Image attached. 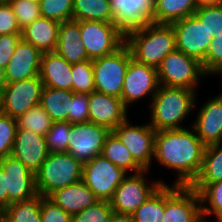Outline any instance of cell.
I'll list each match as a JSON object with an SVG mask.
<instances>
[{
  "mask_svg": "<svg viewBox=\"0 0 222 222\" xmlns=\"http://www.w3.org/2000/svg\"><path fill=\"white\" fill-rule=\"evenodd\" d=\"M205 145L190 129L156 131L154 160L176 170V186H190L200 172Z\"/></svg>",
  "mask_w": 222,
  "mask_h": 222,
  "instance_id": "1",
  "label": "cell"
},
{
  "mask_svg": "<svg viewBox=\"0 0 222 222\" xmlns=\"http://www.w3.org/2000/svg\"><path fill=\"white\" fill-rule=\"evenodd\" d=\"M196 90L160 85L151 99L150 126L155 131L182 129L183 121L196 107Z\"/></svg>",
  "mask_w": 222,
  "mask_h": 222,
  "instance_id": "2",
  "label": "cell"
},
{
  "mask_svg": "<svg viewBox=\"0 0 222 222\" xmlns=\"http://www.w3.org/2000/svg\"><path fill=\"white\" fill-rule=\"evenodd\" d=\"M125 45L133 59L157 69L176 50L175 33L171 24L150 23L127 33Z\"/></svg>",
  "mask_w": 222,
  "mask_h": 222,
  "instance_id": "3",
  "label": "cell"
},
{
  "mask_svg": "<svg viewBox=\"0 0 222 222\" xmlns=\"http://www.w3.org/2000/svg\"><path fill=\"white\" fill-rule=\"evenodd\" d=\"M83 164L70 153L50 152L35 174L37 193L48 196L53 191L82 180Z\"/></svg>",
  "mask_w": 222,
  "mask_h": 222,
  "instance_id": "4",
  "label": "cell"
},
{
  "mask_svg": "<svg viewBox=\"0 0 222 222\" xmlns=\"http://www.w3.org/2000/svg\"><path fill=\"white\" fill-rule=\"evenodd\" d=\"M157 73L160 85L191 90H196L200 78L207 76L198 60L178 50L162 60Z\"/></svg>",
  "mask_w": 222,
  "mask_h": 222,
  "instance_id": "5",
  "label": "cell"
},
{
  "mask_svg": "<svg viewBox=\"0 0 222 222\" xmlns=\"http://www.w3.org/2000/svg\"><path fill=\"white\" fill-rule=\"evenodd\" d=\"M131 58L130 50L124 44L115 53L92 60L95 91L121 98Z\"/></svg>",
  "mask_w": 222,
  "mask_h": 222,
  "instance_id": "6",
  "label": "cell"
},
{
  "mask_svg": "<svg viewBox=\"0 0 222 222\" xmlns=\"http://www.w3.org/2000/svg\"><path fill=\"white\" fill-rule=\"evenodd\" d=\"M79 28L89 60L113 54L125 44V35L113 22L79 21Z\"/></svg>",
  "mask_w": 222,
  "mask_h": 222,
  "instance_id": "7",
  "label": "cell"
},
{
  "mask_svg": "<svg viewBox=\"0 0 222 222\" xmlns=\"http://www.w3.org/2000/svg\"><path fill=\"white\" fill-rule=\"evenodd\" d=\"M128 175L102 154L83 164L82 181L99 200L110 201L116 188Z\"/></svg>",
  "mask_w": 222,
  "mask_h": 222,
  "instance_id": "8",
  "label": "cell"
},
{
  "mask_svg": "<svg viewBox=\"0 0 222 222\" xmlns=\"http://www.w3.org/2000/svg\"><path fill=\"white\" fill-rule=\"evenodd\" d=\"M148 171L129 173L123 179L110 200L113 212L132 215L162 184H166L162 180L148 184L145 179Z\"/></svg>",
  "mask_w": 222,
  "mask_h": 222,
  "instance_id": "9",
  "label": "cell"
},
{
  "mask_svg": "<svg viewBox=\"0 0 222 222\" xmlns=\"http://www.w3.org/2000/svg\"><path fill=\"white\" fill-rule=\"evenodd\" d=\"M201 218V199L196 190L164 184L163 222H198Z\"/></svg>",
  "mask_w": 222,
  "mask_h": 222,
  "instance_id": "10",
  "label": "cell"
},
{
  "mask_svg": "<svg viewBox=\"0 0 222 222\" xmlns=\"http://www.w3.org/2000/svg\"><path fill=\"white\" fill-rule=\"evenodd\" d=\"M42 89L39 76L7 83L0 93V112L16 119L40 103Z\"/></svg>",
  "mask_w": 222,
  "mask_h": 222,
  "instance_id": "11",
  "label": "cell"
},
{
  "mask_svg": "<svg viewBox=\"0 0 222 222\" xmlns=\"http://www.w3.org/2000/svg\"><path fill=\"white\" fill-rule=\"evenodd\" d=\"M110 132L107 127L89 121L71 124L67 137V152L82 164L91 161L96 155L101 154Z\"/></svg>",
  "mask_w": 222,
  "mask_h": 222,
  "instance_id": "12",
  "label": "cell"
},
{
  "mask_svg": "<svg viewBox=\"0 0 222 222\" xmlns=\"http://www.w3.org/2000/svg\"><path fill=\"white\" fill-rule=\"evenodd\" d=\"M127 118L112 131L129 149L134 160L144 169L150 170L154 159V146L156 131L149 123L143 125H130Z\"/></svg>",
  "mask_w": 222,
  "mask_h": 222,
  "instance_id": "13",
  "label": "cell"
},
{
  "mask_svg": "<svg viewBox=\"0 0 222 222\" xmlns=\"http://www.w3.org/2000/svg\"><path fill=\"white\" fill-rule=\"evenodd\" d=\"M175 33L176 50L202 63L213 36L194 16H187L171 24Z\"/></svg>",
  "mask_w": 222,
  "mask_h": 222,
  "instance_id": "14",
  "label": "cell"
},
{
  "mask_svg": "<svg viewBox=\"0 0 222 222\" xmlns=\"http://www.w3.org/2000/svg\"><path fill=\"white\" fill-rule=\"evenodd\" d=\"M159 86L157 69L131 58L125 73L122 102L127 108L144 97L152 99Z\"/></svg>",
  "mask_w": 222,
  "mask_h": 222,
  "instance_id": "15",
  "label": "cell"
},
{
  "mask_svg": "<svg viewBox=\"0 0 222 222\" xmlns=\"http://www.w3.org/2000/svg\"><path fill=\"white\" fill-rule=\"evenodd\" d=\"M156 0H110L112 22L126 35L154 23Z\"/></svg>",
  "mask_w": 222,
  "mask_h": 222,
  "instance_id": "16",
  "label": "cell"
},
{
  "mask_svg": "<svg viewBox=\"0 0 222 222\" xmlns=\"http://www.w3.org/2000/svg\"><path fill=\"white\" fill-rule=\"evenodd\" d=\"M0 166L6 173L8 206L21 202L37 194L35 174H33L20 160L11 155L0 159Z\"/></svg>",
  "mask_w": 222,
  "mask_h": 222,
  "instance_id": "17",
  "label": "cell"
},
{
  "mask_svg": "<svg viewBox=\"0 0 222 222\" xmlns=\"http://www.w3.org/2000/svg\"><path fill=\"white\" fill-rule=\"evenodd\" d=\"M49 153L45 136L31 130H16L11 156L20 160L33 174L39 171Z\"/></svg>",
  "mask_w": 222,
  "mask_h": 222,
  "instance_id": "18",
  "label": "cell"
},
{
  "mask_svg": "<svg viewBox=\"0 0 222 222\" xmlns=\"http://www.w3.org/2000/svg\"><path fill=\"white\" fill-rule=\"evenodd\" d=\"M89 122L113 130L128 118L122 99L94 91L89 94Z\"/></svg>",
  "mask_w": 222,
  "mask_h": 222,
  "instance_id": "19",
  "label": "cell"
},
{
  "mask_svg": "<svg viewBox=\"0 0 222 222\" xmlns=\"http://www.w3.org/2000/svg\"><path fill=\"white\" fill-rule=\"evenodd\" d=\"M42 53L22 38L5 68V81L13 83L39 76Z\"/></svg>",
  "mask_w": 222,
  "mask_h": 222,
  "instance_id": "20",
  "label": "cell"
},
{
  "mask_svg": "<svg viewBox=\"0 0 222 222\" xmlns=\"http://www.w3.org/2000/svg\"><path fill=\"white\" fill-rule=\"evenodd\" d=\"M192 127L205 146L222 141V97L207 100L197 113Z\"/></svg>",
  "mask_w": 222,
  "mask_h": 222,
  "instance_id": "21",
  "label": "cell"
},
{
  "mask_svg": "<svg viewBox=\"0 0 222 222\" xmlns=\"http://www.w3.org/2000/svg\"><path fill=\"white\" fill-rule=\"evenodd\" d=\"M39 77L43 87L73 91L72 64L55 52L42 53Z\"/></svg>",
  "mask_w": 222,
  "mask_h": 222,
  "instance_id": "22",
  "label": "cell"
},
{
  "mask_svg": "<svg viewBox=\"0 0 222 222\" xmlns=\"http://www.w3.org/2000/svg\"><path fill=\"white\" fill-rule=\"evenodd\" d=\"M47 197L72 216L99 201L82 180L57 189Z\"/></svg>",
  "mask_w": 222,
  "mask_h": 222,
  "instance_id": "23",
  "label": "cell"
},
{
  "mask_svg": "<svg viewBox=\"0 0 222 222\" xmlns=\"http://www.w3.org/2000/svg\"><path fill=\"white\" fill-rule=\"evenodd\" d=\"M81 38L79 21L61 22L54 52L70 64L89 60Z\"/></svg>",
  "mask_w": 222,
  "mask_h": 222,
  "instance_id": "24",
  "label": "cell"
},
{
  "mask_svg": "<svg viewBox=\"0 0 222 222\" xmlns=\"http://www.w3.org/2000/svg\"><path fill=\"white\" fill-rule=\"evenodd\" d=\"M60 22L40 17L22 30L21 38L35 46L41 53L54 52Z\"/></svg>",
  "mask_w": 222,
  "mask_h": 222,
  "instance_id": "25",
  "label": "cell"
},
{
  "mask_svg": "<svg viewBox=\"0 0 222 222\" xmlns=\"http://www.w3.org/2000/svg\"><path fill=\"white\" fill-rule=\"evenodd\" d=\"M196 0H156L154 23L172 24L194 14Z\"/></svg>",
  "mask_w": 222,
  "mask_h": 222,
  "instance_id": "26",
  "label": "cell"
},
{
  "mask_svg": "<svg viewBox=\"0 0 222 222\" xmlns=\"http://www.w3.org/2000/svg\"><path fill=\"white\" fill-rule=\"evenodd\" d=\"M73 91L43 87L40 105L53 122L67 121Z\"/></svg>",
  "mask_w": 222,
  "mask_h": 222,
  "instance_id": "27",
  "label": "cell"
},
{
  "mask_svg": "<svg viewBox=\"0 0 222 222\" xmlns=\"http://www.w3.org/2000/svg\"><path fill=\"white\" fill-rule=\"evenodd\" d=\"M101 154L127 173L130 170H132L134 174L144 170L134 160L129 149L113 131L107 135Z\"/></svg>",
  "mask_w": 222,
  "mask_h": 222,
  "instance_id": "28",
  "label": "cell"
},
{
  "mask_svg": "<svg viewBox=\"0 0 222 222\" xmlns=\"http://www.w3.org/2000/svg\"><path fill=\"white\" fill-rule=\"evenodd\" d=\"M72 20L112 22L110 0H74Z\"/></svg>",
  "mask_w": 222,
  "mask_h": 222,
  "instance_id": "29",
  "label": "cell"
},
{
  "mask_svg": "<svg viewBox=\"0 0 222 222\" xmlns=\"http://www.w3.org/2000/svg\"><path fill=\"white\" fill-rule=\"evenodd\" d=\"M199 193L202 217L213 214L216 221L222 222V180L214 183H192L190 185Z\"/></svg>",
  "mask_w": 222,
  "mask_h": 222,
  "instance_id": "30",
  "label": "cell"
},
{
  "mask_svg": "<svg viewBox=\"0 0 222 222\" xmlns=\"http://www.w3.org/2000/svg\"><path fill=\"white\" fill-rule=\"evenodd\" d=\"M222 180V141L205 147L202 166L193 183H214Z\"/></svg>",
  "mask_w": 222,
  "mask_h": 222,
  "instance_id": "31",
  "label": "cell"
},
{
  "mask_svg": "<svg viewBox=\"0 0 222 222\" xmlns=\"http://www.w3.org/2000/svg\"><path fill=\"white\" fill-rule=\"evenodd\" d=\"M43 197L37 193L21 202L11 203L5 209V219L8 222H41L40 204Z\"/></svg>",
  "mask_w": 222,
  "mask_h": 222,
  "instance_id": "32",
  "label": "cell"
},
{
  "mask_svg": "<svg viewBox=\"0 0 222 222\" xmlns=\"http://www.w3.org/2000/svg\"><path fill=\"white\" fill-rule=\"evenodd\" d=\"M17 129L31 130L34 133L46 136L53 121L49 114L38 104L16 119Z\"/></svg>",
  "mask_w": 222,
  "mask_h": 222,
  "instance_id": "33",
  "label": "cell"
},
{
  "mask_svg": "<svg viewBox=\"0 0 222 222\" xmlns=\"http://www.w3.org/2000/svg\"><path fill=\"white\" fill-rule=\"evenodd\" d=\"M135 222H163L164 184L132 214Z\"/></svg>",
  "mask_w": 222,
  "mask_h": 222,
  "instance_id": "34",
  "label": "cell"
},
{
  "mask_svg": "<svg viewBox=\"0 0 222 222\" xmlns=\"http://www.w3.org/2000/svg\"><path fill=\"white\" fill-rule=\"evenodd\" d=\"M72 81L73 93L91 94L95 91L92 60L72 64Z\"/></svg>",
  "mask_w": 222,
  "mask_h": 222,
  "instance_id": "35",
  "label": "cell"
},
{
  "mask_svg": "<svg viewBox=\"0 0 222 222\" xmlns=\"http://www.w3.org/2000/svg\"><path fill=\"white\" fill-rule=\"evenodd\" d=\"M74 0H39L41 17L57 22L72 20Z\"/></svg>",
  "mask_w": 222,
  "mask_h": 222,
  "instance_id": "36",
  "label": "cell"
},
{
  "mask_svg": "<svg viewBox=\"0 0 222 222\" xmlns=\"http://www.w3.org/2000/svg\"><path fill=\"white\" fill-rule=\"evenodd\" d=\"M21 31L41 17L39 0H9Z\"/></svg>",
  "mask_w": 222,
  "mask_h": 222,
  "instance_id": "37",
  "label": "cell"
},
{
  "mask_svg": "<svg viewBox=\"0 0 222 222\" xmlns=\"http://www.w3.org/2000/svg\"><path fill=\"white\" fill-rule=\"evenodd\" d=\"M71 129L68 121L53 122L46 134V143L49 152L67 153V137Z\"/></svg>",
  "mask_w": 222,
  "mask_h": 222,
  "instance_id": "38",
  "label": "cell"
},
{
  "mask_svg": "<svg viewBox=\"0 0 222 222\" xmlns=\"http://www.w3.org/2000/svg\"><path fill=\"white\" fill-rule=\"evenodd\" d=\"M193 15L204 24L211 36L222 33V4L198 7Z\"/></svg>",
  "mask_w": 222,
  "mask_h": 222,
  "instance_id": "39",
  "label": "cell"
},
{
  "mask_svg": "<svg viewBox=\"0 0 222 222\" xmlns=\"http://www.w3.org/2000/svg\"><path fill=\"white\" fill-rule=\"evenodd\" d=\"M112 213L110 201L99 200L94 205L73 215L72 222H109Z\"/></svg>",
  "mask_w": 222,
  "mask_h": 222,
  "instance_id": "40",
  "label": "cell"
},
{
  "mask_svg": "<svg viewBox=\"0 0 222 222\" xmlns=\"http://www.w3.org/2000/svg\"><path fill=\"white\" fill-rule=\"evenodd\" d=\"M16 130V120L0 112V159L11 155Z\"/></svg>",
  "mask_w": 222,
  "mask_h": 222,
  "instance_id": "41",
  "label": "cell"
},
{
  "mask_svg": "<svg viewBox=\"0 0 222 222\" xmlns=\"http://www.w3.org/2000/svg\"><path fill=\"white\" fill-rule=\"evenodd\" d=\"M201 64L208 76L222 73V33L214 35Z\"/></svg>",
  "mask_w": 222,
  "mask_h": 222,
  "instance_id": "42",
  "label": "cell"
},
{
  "mask_svg": "<svg viewBox=\"0 0 222 222\" xmlns=\"http://www.w3.org/2000/svg\"><path fill=\"white\" fill-rule=\"evenodd\" d=\"M89 94L73 93L72 102H70V111L67 121L70 124L88 122L89 119Z\"/></svg>",
  "mask_w": 222,
  "mask_h": 222,
  "instance_id": "43",
  "label": "cell"
},
{
  "mask_svg": "<svg viewBox=\"0 0 222 222\" xmlns=\"http://www.w3.org/2000/svg\"><path fill=\"white\" fill-rule=\"evenodd\" d=\"M41 222H72V215L65 212L47 196L40 204Z\"/></svg>",
  "mask_w": 222,
  "mask_h": 222,
  "instance_id": "44",
  "label": "cell"
},
{
  "mask_svg": "<svg viewBox=\"0 0 222 222\" xmlns=\"http://www.w3.org/2000/svg\"><path fill=\"white\" fill-rule=\"evenodd\" d=\"M22 34L8 1H0V35Z\"/></svg>",
  "mask_w": 222,
  "mask_h": 222,
  "instance_id": "45",
  "label": "cell"
},
{
  "mask_svg": "<svg viewBox=\"0 0 222 222\" xmlns=\"http://www.w3.org/2000/svg\"><path fill=\"white\" fill-rule=\"evenodd\" d=\"M20 39L21 34L0 35V66L2 68H6Z\"/></svg>",
  "mask_w": 222,
  "mask_h": 222,
  "instance_id": "46",
  "label": "cell"
},
{
  "mask_svg": "<svg viewBox=\"0 0 222 222\" xmlns=\"http://www.w3.org/2000/svg\"><path fill=\"white\" fill-rule=\"evenodd\" d=\"M0 206L6 209L8 207V193L6 183V173L0 166Z\"/></svg>",
  "mask_w": 222,
  "mask_h": 222,
  "instance_id": "47",
  "label": "cell"
},
{
  "mask_svg": "<svg viewBox=\"0 0 222 222\" xmlns=\"http://www.w3.org/2000/svg\"><path fill=\"white\" fill-rule=\"evenodd\" d=\"M109 222H135L133 215L113 212Z\"/></svg>",
  "mask_w": 222,
  "mask_h": 222,
  "instance_id": "48",
  "label": "cell"
},
{
  "mask_svg": "<svg viewBox=\"0 0 222 222\" xmlns=\"http://www.w3.org/2000/svg\"><path fill=\"white\" fill-rule=\"evenodd\" d=\"M196 4L198 7L209 6V5H220L222 4V0H196Z\"/></svg>",
  "mask_w": 222,
  "mask_h": 222,
  "instance_id": "49",
  "label": "cell"
},
{
  "mask_svg": "<svg viewBox=\"0 0 222 222\" xmlns=\"http://www.w3.org/2000/svg\"><path fill=\"white\" fill-rule=\"evenodd\" d=\"M6 85L5 81V69L0 66V93Z\"/></svg>",
  "mask_w": 222,
  "mask_h": 222,
  "instance_id": "50",
  "label": "cell"
},
{
  "mask_svg": "<svg viewBox=\"0 0 222 222\" xmlns=\"http://www.w3.org/2000/svg\"><path fill=\"white\" fill-rule=\"evenodd\" d=\"M5 219V209L0 206V222Z\"/></svg>",
  "mask_w": 222,
  "mask_h": 222,
  "instance_id": "51",
  "label": "cell"
},
{
  "mask_svg": "<svg viewBox=\"0 0 222 222\" xmlns=\"http://www.w3.org/2000/svg\"><path fill=\"white\" fill-rule=\"evenodd\" d=\"M198 222H211V221H207L205 218L202 217ZM215 222H221V221H215Z\"/></svg>",
  "mask_w": 222,
  "mask_h": 222,
  "instance_id": "52",
  "label": "cell"
}]
</instances>
